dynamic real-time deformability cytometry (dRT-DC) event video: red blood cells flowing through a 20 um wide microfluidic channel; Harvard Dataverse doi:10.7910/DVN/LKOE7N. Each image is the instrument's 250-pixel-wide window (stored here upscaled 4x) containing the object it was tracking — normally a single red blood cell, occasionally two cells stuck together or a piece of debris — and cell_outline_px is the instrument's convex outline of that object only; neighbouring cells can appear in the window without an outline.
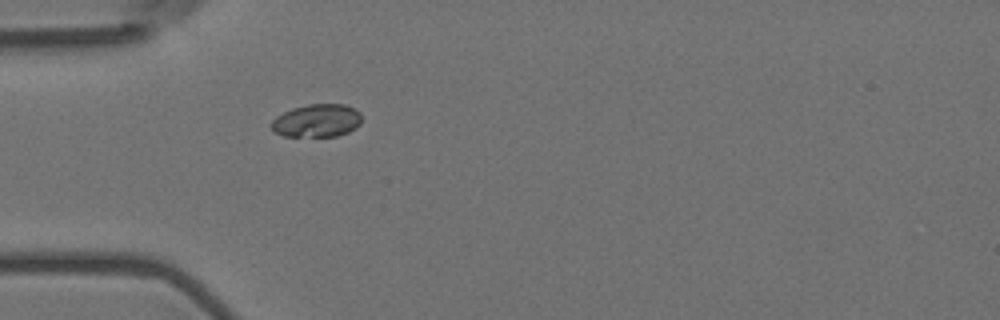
{"species": "Egyptian fruit bat (a non-hibernating species)", "species_latin": "Rousettus aegyptiacus", "temperature_condition": "room temperature", "stored_images_in_passage": 2, "camera_frame_rate_fps": 3000, "um_per_image_px": 0.085, "animal": {"sex": "female"}, "frame": {"image": 1, "passage_image": 2, "time_ms": 0.333, "image_size_px": [1000, 320], "cell_outline_px": [[360, 124], [356, 128], [348, 132], [336, 136], [284, 136], [276, 132], [272, 128], [272, 120], [276, 116], [292, 108], [308, 104], [344, 104], [360, 112]], "centroid_in_image_um": [26.94, 10.25], "position_along_channel_um": 58.1, "area_um2": 17.22}}